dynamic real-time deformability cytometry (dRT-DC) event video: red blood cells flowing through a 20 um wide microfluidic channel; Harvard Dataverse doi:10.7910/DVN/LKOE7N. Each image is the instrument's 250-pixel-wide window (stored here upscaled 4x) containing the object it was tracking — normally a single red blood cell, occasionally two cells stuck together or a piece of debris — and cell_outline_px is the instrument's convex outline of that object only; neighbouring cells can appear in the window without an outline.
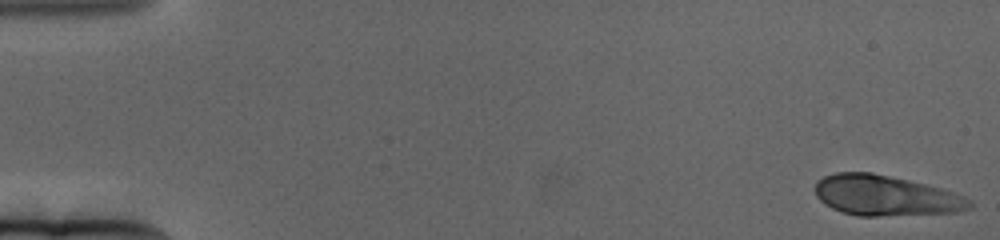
{"species": "human", "species_latin": "Homo sapiens", "temperature_condition": "cold", "stored_images_in_passage": 64, "camera_frame_rate_fps": 3000, "um_per_image_px": 0.085, "donor": {"sex": "female"}, "frame": {"image": 1, "passage_image": 1, "time_ms": 0.0, "image_size_px": [1000, 240], "cell_outline_px": [[972, 208], [956, 212], [876, 216], [856, 216], [832, 208], [824, 204], [816, 196], [816, 180], [824, 176], [836, 172], [872, 172], [908, 180], [940, 188], [952, 192], [972, 200]], "centroid_in_image_um": [75.24, 16.62], "position_along_channel_um": 9.8, "area_um2": 36.18}}
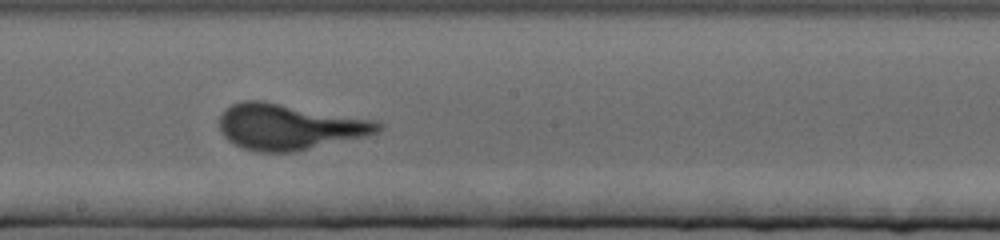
{"frame": {"image": 2, "passage_image": 36, "time_ms": 11.667, "image_size_px": [1000, 240], "cell_outline_px": [[384, 124], [376, 132], [364, 136], [296, 152], [256, 152], [244, 148], [228, 140], [220, 132], [220, 116], [232, 104], [244, 100], [264, 100], [372, 120]], "centroid_in_image_um": [24.54, 10.78], "position_along_channel_um": 223.7, "area_um2": 41.96}}
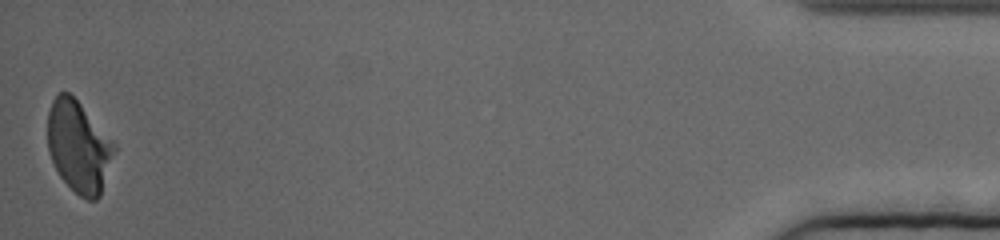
{"frame": {"image": 3, "passage_image": 64, "time_ms": 21.0, "image_size_px": [1000, 240], "cell_outline_px": [[116, 148], [100, 196], [96, 200], [88, 200], [80, 196], [60, 176], [48, 152], [48, 112], [52, 100], [60, 92], [68, 92], [80, 104], [116, 144]], "centroid_in_image_um": [6.69, 12.47], "position_along_channel_um": 428.5, "area_um2": 35.03}}